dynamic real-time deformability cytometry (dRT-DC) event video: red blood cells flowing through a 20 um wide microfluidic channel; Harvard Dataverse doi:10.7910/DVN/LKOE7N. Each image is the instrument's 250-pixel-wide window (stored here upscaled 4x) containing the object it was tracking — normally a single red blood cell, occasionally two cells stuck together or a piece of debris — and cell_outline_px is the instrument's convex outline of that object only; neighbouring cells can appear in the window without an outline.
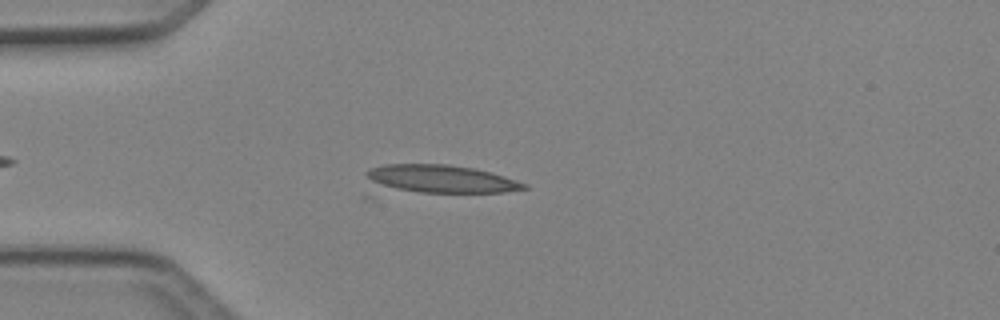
{"species": "Egyptian fruit bat (a non-hibernating species)", "species_latin": "Rousettus aegyptiacus", "temperature_condition": "cold", "stored_images_in_passage": 41, "camera_frame_rate_fps": 3000, "um_per_image_px": 0.085, "animal": {"sex": "female"}, "frame": {"image": 1, "passage_image": 15, "time_ms": 4.667, "image_size_px": [1000, 320], "cell_outline_px": [[528, 188], [504, 192], [372, 200], [364, 200], [364, 172], [372, 168], [384, 164], [448, 164], [476, 168], [504, 176], [528, 184]], "centroid_in_image_um": [36.79, 15.43], "position_along_channel_um": 48.2, "area_um2": 31.79}}
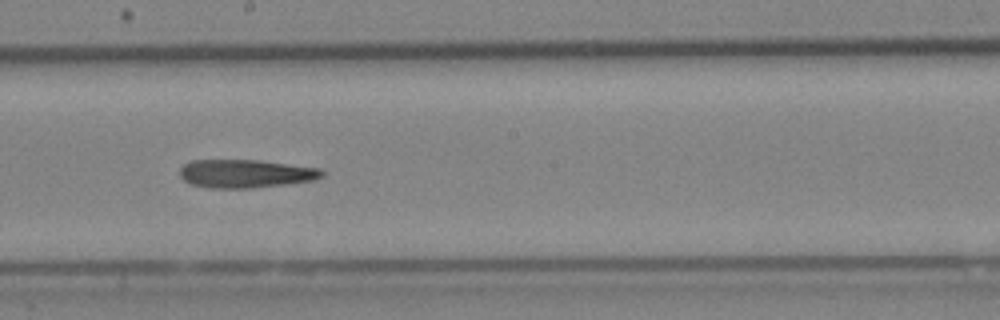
{"frame": {"image": 2, "passage_image": 29, "time_ms": 9.333, "image_size_px": [1000, 320], "cell_outline_px": [[324, 176], [312, 180], [284, 184], [252, 188], [208, 188], [192, 184], [184, 180], [180, 176], [180, 168], [184, 164], [192, 160], [260, 160], [320, 168], [324, 172]], "centroid_in_image_um": [20.86, 14.75], "position_along_channel_um": 227.3, "area_um2": 23.41}}
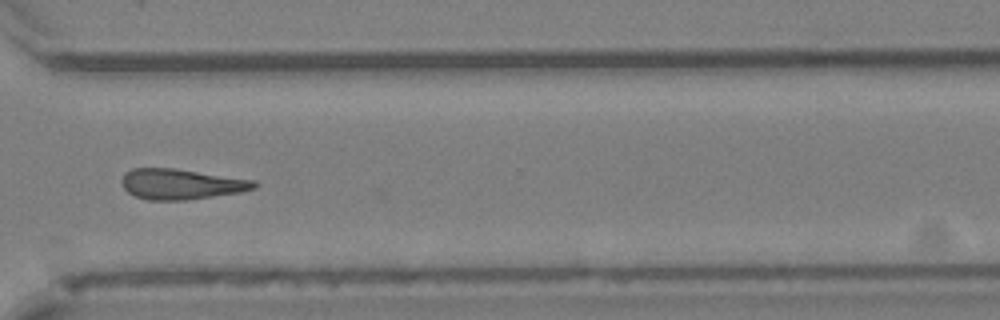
{"frame": {"image": 3, "passage_image": 38, "time_ms": 12.333, "image_size_px": [1000, 320], "cell_outline_px": [[256, 188], [240, 192], [184, 200], [148, 200], [136, 196], [128, 192], [124, 188], [120, 180], [124, 172], [132, 168], [172, 168], [256, 180]], "centroid_in_image_um": [15.36, 15.64], "position_along_channel_um": 355.2, "area_um2": 23.41}}